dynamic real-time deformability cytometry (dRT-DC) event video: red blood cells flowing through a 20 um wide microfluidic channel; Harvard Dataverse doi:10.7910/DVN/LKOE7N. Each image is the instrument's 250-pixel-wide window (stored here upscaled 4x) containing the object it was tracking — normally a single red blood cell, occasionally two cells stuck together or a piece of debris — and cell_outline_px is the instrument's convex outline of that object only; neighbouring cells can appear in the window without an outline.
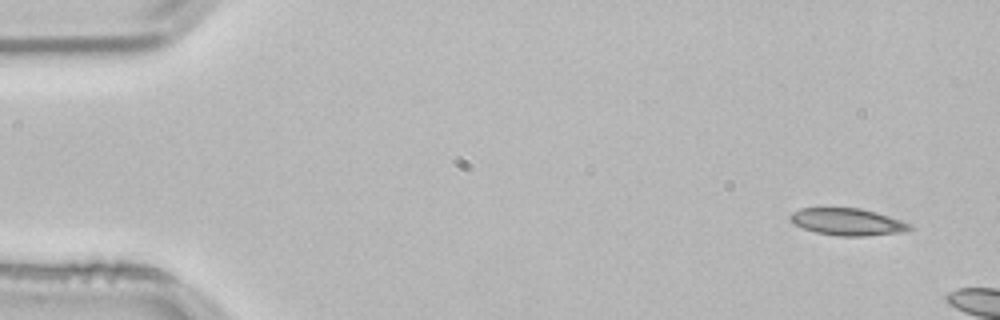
{"species": "common noctule bat (a hibernating species)", "species_latin": "Nyctalus noctula", "temperature_condition": "room temperature", "stored_images_in_passage": 5, "camera_frame_rate_fps": 3000, "um_per_image_px": 0.085, "animal": {"sex": "male", "body_mass_g": 21.5, "forearm_length_mm": 52.0}, "frame": {"image": 1, "passage_image": 1, "time_ms": 0.0, "image_size_px": [1000, 320], "cell_outline_px": [[912, 228], [904, 232], [864, 236], [836, 236], [816, 232], [804, 228], [796, 224], [788, 216], [792, 212], [800, 208], [860, 208], [876, 212], [912, 224]], "centroid_in_image_um": [72.05, 18.86], "position_along_channel_um": 12.9, "area_um2": 18.73}}